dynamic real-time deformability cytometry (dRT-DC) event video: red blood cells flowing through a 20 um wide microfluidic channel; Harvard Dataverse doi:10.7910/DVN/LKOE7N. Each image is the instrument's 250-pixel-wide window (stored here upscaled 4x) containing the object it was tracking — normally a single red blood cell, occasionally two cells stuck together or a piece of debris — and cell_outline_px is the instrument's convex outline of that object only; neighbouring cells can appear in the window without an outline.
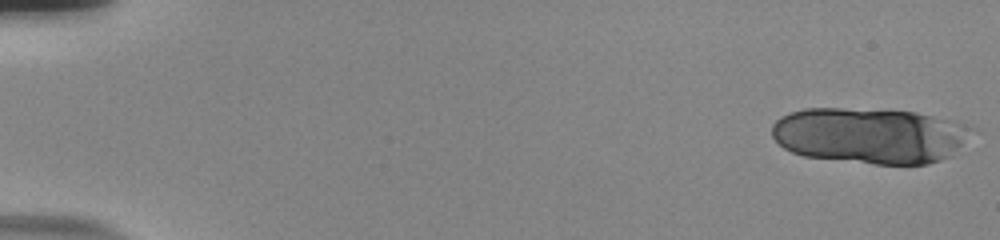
{"species": "human", "species_latin": "Homo sapiens", "temperature_condition": "room temperature", "stored_images_in_passage": 18, "camera_frame_rate_fps": 3000, "um_per_image_px": 0.085, "donor": {"sex": "male"}, "frame": {"image": 1, "passage_image": 1, "time_ms": 0.0, "image_size_px": [1000, 240], "cell_outline_px": [[980, 132], [952, 156], [928, 164], [876, 164], [804, 156], [792, 152], [784, 148], [772, 136], [772, 124], [780, 116], [804, 108], [840, 108], [916, 112], [972, 124]], "centroid_in_image_um": [74.08, 11.52], "position_along_channel_um": 10.9, "area_um2": 66.07}}